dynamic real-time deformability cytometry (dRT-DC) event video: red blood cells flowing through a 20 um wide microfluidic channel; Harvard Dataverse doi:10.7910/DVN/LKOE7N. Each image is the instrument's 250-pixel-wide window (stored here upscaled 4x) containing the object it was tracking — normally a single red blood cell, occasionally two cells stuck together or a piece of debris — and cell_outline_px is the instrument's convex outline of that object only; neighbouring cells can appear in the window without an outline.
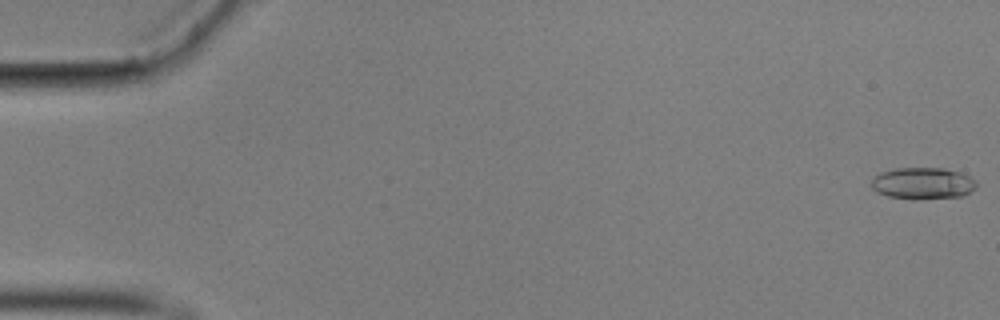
{"species": "common noctule bat (a hibernating species)", "species_latin": "Nyctalus noctula", "temperature_condition": "cold", "stored_images_in_passage": 57, "camera_frame_rate_fps": 3000, "um_per_image_px": 0.085, "animal": {"sex": "male", "body_mass_g": 17.9}, "frame": {"image": 1, "passage_image": 1, "time_ms": 0.0, "image_size_px": [1000, 320], "cell_outline_px": [[976, 188], [960, 196], [920, 200], [888, 196], [876, 192], [872, 188], [872, 176], [880, 172], [896, 168], [944, 168], [960, 172], [968, 176], [976, 184]], "centroid_in_image_um": [78.38, 15.58], "position_along_channel_um": 6.6, "area_um2": 19.42}}
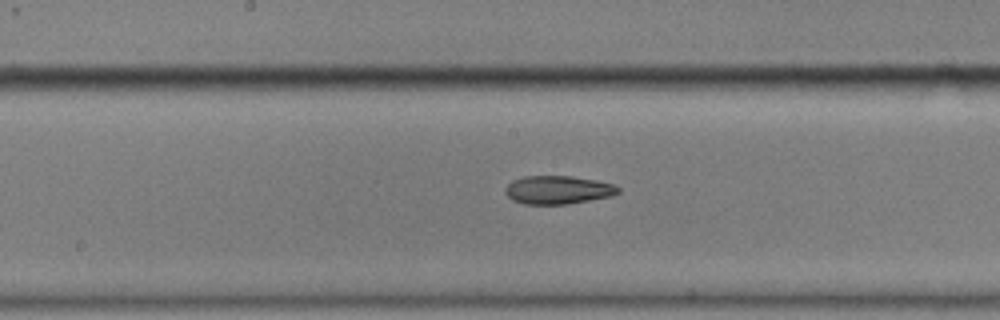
{"frame": {"image": 2, "passage_image": 30, "time_ms": 9.667, "image_size_px": [1000, 320], "cell_outline_px": [[620, 192], [612, 196], [568, 204], [524, 204], [512, 200], [504, 192], [504, 188], [512, 180], [524, 176], [572, 176], [596, 180], [612, 184], [620, 188]], "centroid_in_image_um": [47.41, 16.14], "position_along_channel_um": 200.8, "area_um2": 18.73}}
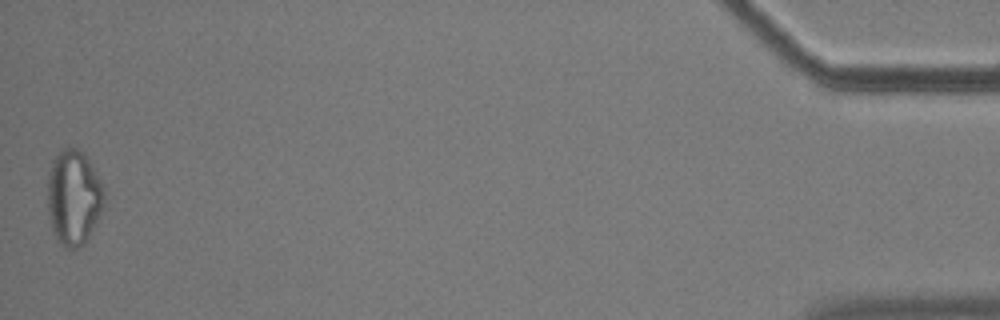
{"frame": {"image": 3, "passage_image": 57, "time_ms": 18.667, "image_size_px": [1000, 320], "cell_outline_px": [[104, 208], [100, 216], [84, 244], [80, 248], [64, 248], [60, 244], [52, 228], [48, 212], [48, 176], [52, 160], [68, 144], [84, 152], [96, 172], [104, 188]], "centroid_in_image_um": [6.28, 16.77], "position_along_channel_um": 428.9, "area_um2": 31.62}, "authors_computed_cell_mechanics": {"area_um2": 18.9006, "velocity_mm_per_s": 3.5296, "shape_relaxation_time_tau1_ms": 8.8907, "shape_relaxation_time_tau2_ms": 4.3032, "deformation_change_tau1": 0.2148, "deformation_change_tau2": 0.138}}